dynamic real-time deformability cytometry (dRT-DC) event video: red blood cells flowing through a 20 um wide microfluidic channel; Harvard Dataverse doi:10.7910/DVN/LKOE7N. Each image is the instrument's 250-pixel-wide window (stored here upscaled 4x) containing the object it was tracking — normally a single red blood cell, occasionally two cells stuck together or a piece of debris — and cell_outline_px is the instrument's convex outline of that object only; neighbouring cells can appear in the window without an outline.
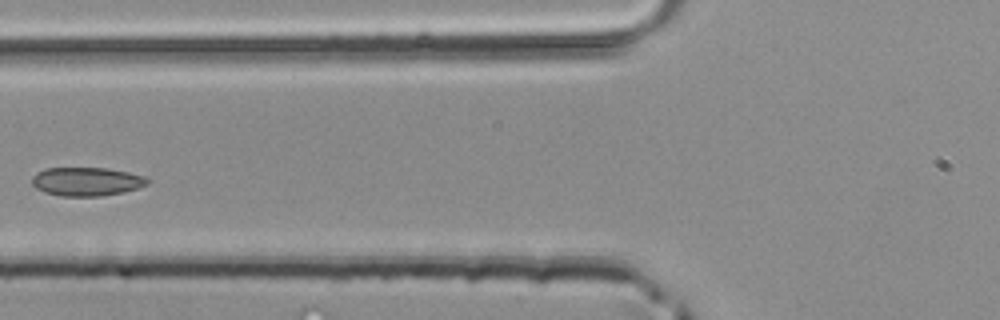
{"species": "common noctule bat (a hibernating species)", "species_latin": "Nyctalus noctula", "temperature_condition": "room temperature", "stored_images_in_passage": 4, "camera_frame_rate_fps": 3000, "um_per_image_px": 0.085, "animal": {"sex": "male", "body_mass_g": 20.4}, "frame": {"image": 1, "passage_image": 4, "time_ms": 1.0, "image_size_px": [1000, 320], "cell_outline_px": [[152, 180], [148, 184], [124, 192], [100, 196], [60, 196], [44, 192], [36, 188], [32, 184], [32, 176], [36, 172], [44, 168], [108, 168], [128, 172], [144, 176]], "centroid_in_image_um": [7.35, 15.43], "position_along_channel_um": 118.4, "area_um2": 19.42}}